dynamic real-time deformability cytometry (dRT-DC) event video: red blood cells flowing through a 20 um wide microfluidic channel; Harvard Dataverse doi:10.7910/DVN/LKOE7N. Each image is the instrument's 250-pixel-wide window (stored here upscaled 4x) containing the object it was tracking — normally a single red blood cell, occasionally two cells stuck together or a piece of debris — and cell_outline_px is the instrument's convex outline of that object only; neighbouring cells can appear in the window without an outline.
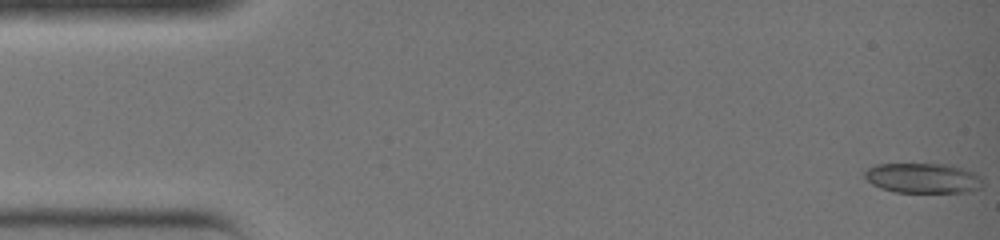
{"species": "common noctule bat (a hibernating species)", "species_latin": "Nyctalus noctula", "temperature_condition": "warm", "stored_images_in_passage": 37, "camera_frame_rate_fps": 3000, "um_per_image_px": 0.085, "animal": {"sex": "female", "body_mass_g": 19.0, "forearm_length_mm": 51.5}, "frame": {"image": 1, "passage_image": 1, "time_ms": 0.0, "image_size_px": [1000, 240], "cell_outline_px": [[984, 184], [980, 188], [968, 192], [896, 192], [880, 188], [872, 184], [864, 176], [864, 172], [868, 168], [876, 164], [952, 164], [972, 172], [980, 176]], "centroid_in_image_um": [78.46, 15.14], "position_along_channel_um": 6.5, "area_um2": 20.75}}
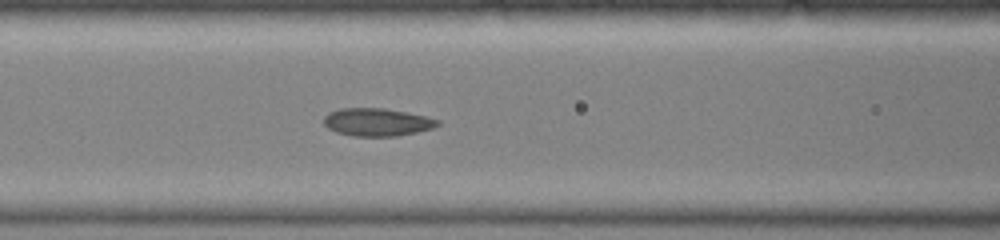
{"frame": {"image": 2, "passage_image": 16, "time_ms": 5.0, "image_size_px": [1000, 240], "cell_outline_px": [[440, 124], [432, 128], [416, 132], [396, 136], [352, 136], [336, 132], [328, 128], [324, 124], [324, 116], [328, 112], [340, 108], [384, 108], [408, 112], [428, 116], [440, 120]], "centroid_in_image_um": [32.05, 10.37], "position_along_channel_um": 134.5, "area_um2": 18.61}}
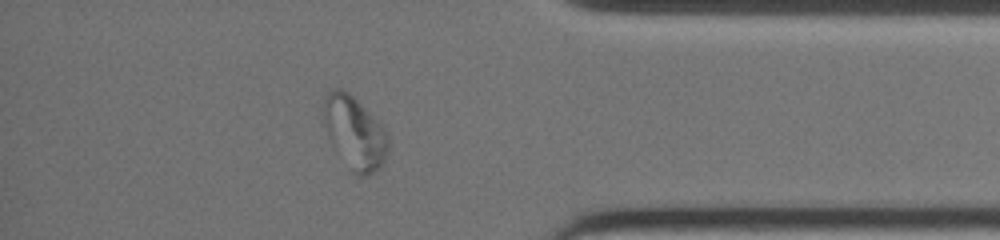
{"frame": {"image": 3, "passage_image": 32, "time_ms": 10.333, "image_size_px": [1000, 240], "cell_outline_px": [[388, 152], [380, 168], [368, 176], [360, 176], [352, 172], [332, 144], [328, 136], [320, 116], [320, 112], [324, 92], [332, 88], [344, 88], [388, 132]], "centroid_in_image_um": [30.08, 11.24], "position_along_channel_um": 405.1, "area_um2": 27.8}}